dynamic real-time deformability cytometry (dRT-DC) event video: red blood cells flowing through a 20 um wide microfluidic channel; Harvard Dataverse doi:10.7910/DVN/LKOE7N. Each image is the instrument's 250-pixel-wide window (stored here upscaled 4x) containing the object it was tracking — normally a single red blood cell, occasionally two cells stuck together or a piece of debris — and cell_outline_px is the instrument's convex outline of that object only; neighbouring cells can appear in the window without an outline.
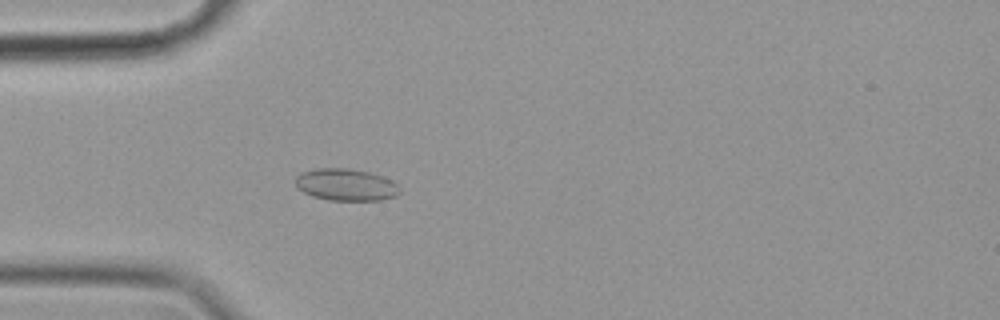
{"species": "common noctule bat (a hibernating species)", "species_latin": "Nyctalus noctula", "temperature_condition": "cold", "stored_images_in_passage": 58, "camera_frame_rate_fps": 3000, "um_per_image_px": 0.085, "animal": {"sex": "female", "body_mass_g": 19.9}, "frame": {"image": 1, "passage_image": 17, "time_ms": 5.333, "image_size_px": [1000, 320], "cell_outline_px": [[400, 192], [396, 196], [380, 200], [328, 200], [312, 196], [296, 188], [296, 176], [300, 172], [316, 168], [348, 168], [368, 172], [392, 180], [400, 188]], "centroid_in_image_um": [29.38, 15.7], "position_along_channel_um": 55.6, "area_um2": 19.48}}
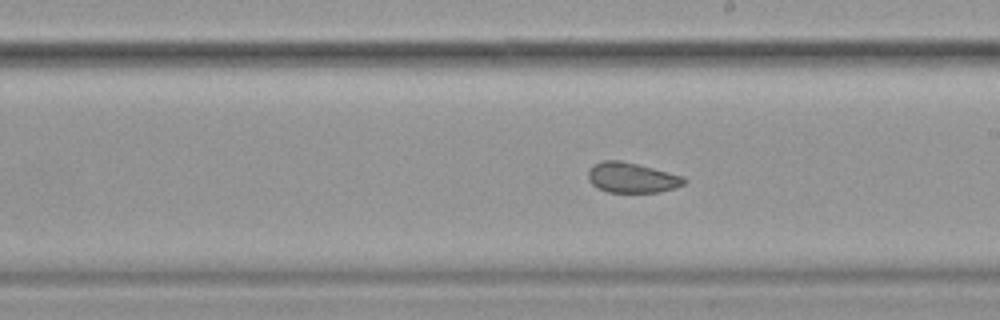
{"frame": {"image": 2, "passage_image": 33, "time_ms": 10.667, "image_size_px": [1000, 320], "cell_outline_px": [[688, 180], [684, 184], [676, 188], [660, 192], [608, 192], [596, 188], [588, 180], [588, 172], [592, 164], [600, 160], [620, 160], [684, 176]], "centroid_in_image_um": [53.69, 15.1], "position_along_channel_um": 235.3, "area_um2": 17.05}}
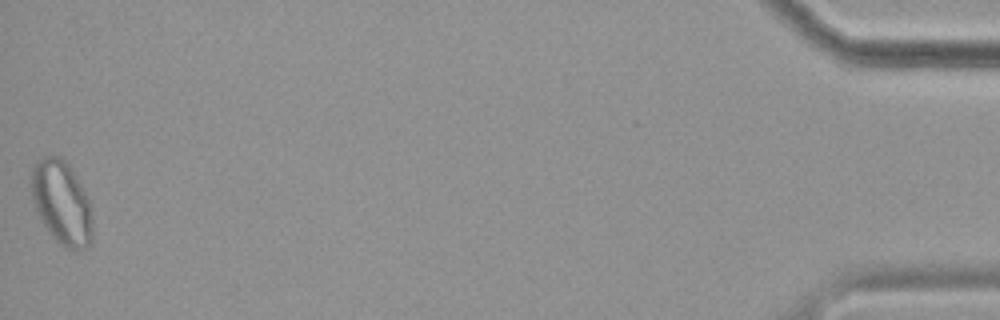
{"frame": {"image": 3, "passage_image": 58, "time_ms": 19.0, "image_size_px": [1000, 320], "cell_outline_px": [[92, 240], [84, 248], [76, 252], [64, 248], [56, 240], [44, 224], [36, 212], [32, 200], [32, 168], [44, 156], [60, 156], [68, 164], [80, 184], [88, 200], [92, 216]], "centroid_in_image_um": [5.25, 17.27], "position_along_channel_um": 430.0, "area_um2": 29.48}, "authors_computed_cell_mechanics": {"area_um2": 19.5653, "velocity_mm_per_s": 3.4735, "shape_relaxation_time_tau1_ms": null, "shape_relaxation_time_tau2_ms": 1.8415, "deformation_change_tau1": null, "deformation_change_tau2": 0.0631}}